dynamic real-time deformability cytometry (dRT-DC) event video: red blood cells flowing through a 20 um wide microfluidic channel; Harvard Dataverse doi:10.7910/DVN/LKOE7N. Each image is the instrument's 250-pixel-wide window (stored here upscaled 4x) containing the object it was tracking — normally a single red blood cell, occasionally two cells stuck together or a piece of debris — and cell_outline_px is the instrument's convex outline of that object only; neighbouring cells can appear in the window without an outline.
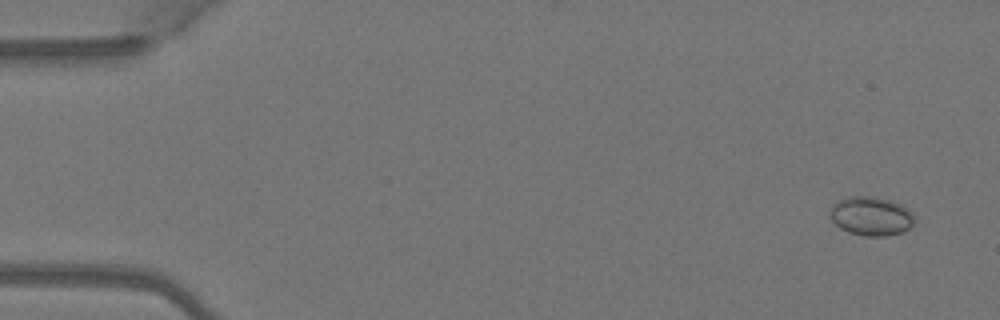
{"species": "Egyptian fruit bat (a non-hibernating species)", "species_latin": "Rousettus aegyptiacus", "temperature_condition": "warm", "stored_images_in_passage": 6, "camera_frame_rate_fps": 3000, "um_per_image_px": 0.085, "animal": {"sex": "female"}, "frame": {"image": 1, "passage_image": 1, "time_ms": 0.0, "image_size_px": [1000, 320], "cell_outline_px": [[916, 220], [904, 232], [888, 236], [864, 236], [848, 232], [840, 228], [832, 220], [828, 212], [832, 204], [836, 200], [848, 196], [872, 196], [892, 200], [908, 208], [916, 216]], "centroid_in_image_um": [74.04, 18.36], "position_along_channel_um": 11.0, "area_um2": 19.65}}
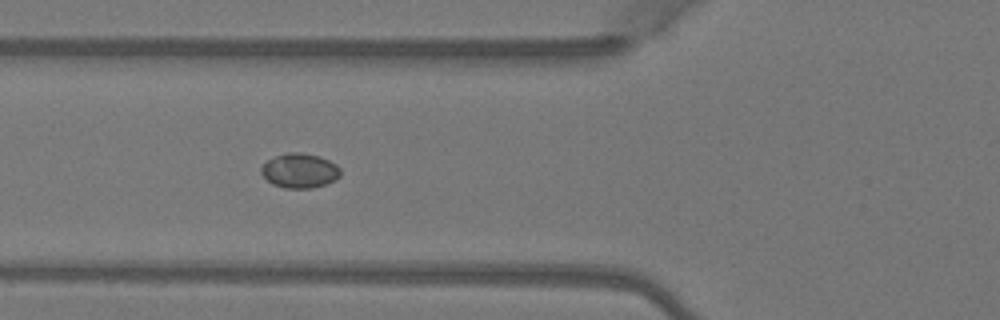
{"frame": {"image": 2, "passage_image": 5, "time_ms": 1.333, "image_size_px": [1000, 320], "cell_outline_px": [[340, 176], [336, 180], [312, 188], [284, 188], [272, 184], [260, 172], [260, 168], [268, 160], [284, 152], [300, 152], [320, 156], [336, 164], [340, 168]], "centroid_in_image_um": [25.48, 14.5], "position_along_channel_um": 100.3, "area_um2": 16.01}}
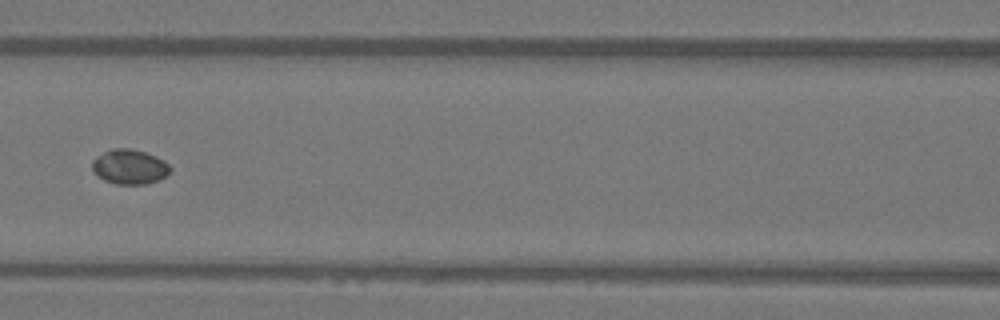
{"frame": {"image": 3, "passage_image": 6, "time_ms": 1.667, "image_size_px": [1000, 320], "cell_outline_px": [[172, 168], [164, 176], [156, 180], [144, 184], [116, 184], [104, 180], [96, 176], [92, 172], [92, 160], [96, 156], [112, 148], [128, 148], [144, 152], [156, 156], [164, 160]], "centroid_in_image_um": [10.96, 14.17], "position_along_channel_um": 155.6, "area_um2": 15.78}}